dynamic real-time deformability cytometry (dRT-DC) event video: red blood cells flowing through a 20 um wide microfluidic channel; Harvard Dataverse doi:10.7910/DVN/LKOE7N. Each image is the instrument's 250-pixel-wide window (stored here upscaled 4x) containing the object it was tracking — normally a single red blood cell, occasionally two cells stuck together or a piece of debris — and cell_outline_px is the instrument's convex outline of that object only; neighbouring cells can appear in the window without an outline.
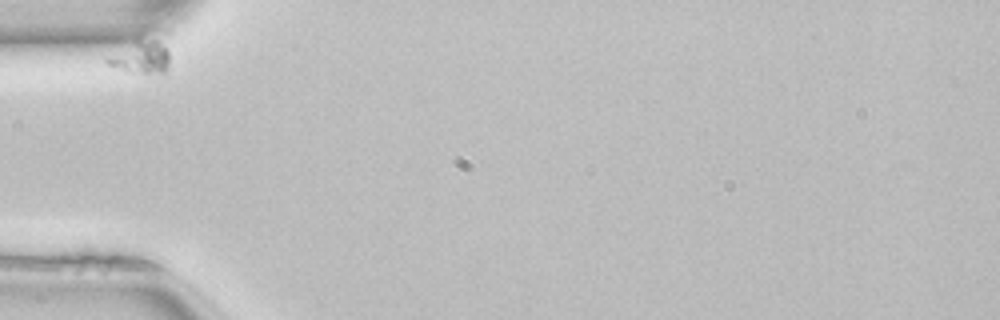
{"species": "common noctule bat (a hibernating species)", "species_latin": "Nyctalus noctula", "temperature_condition": "room temperature", "stored_images_in_passage": 35, "camera_frame_rate_fps": 3000, "um_per_image_px": 0.085, "animal": {"sex": "female", "body_mass_g": 22.7, "forearm_length_mm": 54.2}, "frame": {"image": 1, "passage_image": 1, "time_ms": 0.0, "image_size_px": [1000, 320], "cell_outline_px": [[168, 64], [164, 72], [128, 72], [108, 64], [104, 60], [136, 40], [156, 40], [168, 52]], "centroid_in_image_um": [11.96, 4.88], "position_along_channel_um": 73.0, "area_um2": 10.98}}
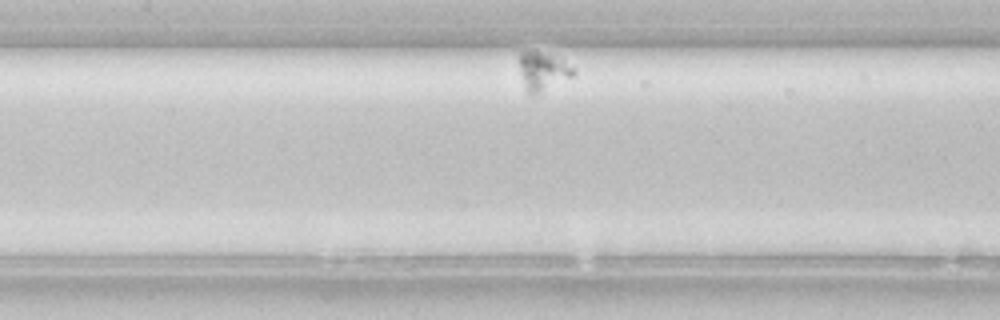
{"frame": {"image": 2, "passage_image": 12, "time_ms": 3.667, "image_size_px": [1000, 320], "cell_outline_px": [[576, 72], [572, 76], [536, 96], [532, 96], [524, 88], [520, 72], [520, 52], [524, 48], [532, 48], [564, 60], [576, 68]], "centroid_in_image_um": [46.13, 6.02], "position_along_channel_um": 161.3, "area_um2": 12.66}}